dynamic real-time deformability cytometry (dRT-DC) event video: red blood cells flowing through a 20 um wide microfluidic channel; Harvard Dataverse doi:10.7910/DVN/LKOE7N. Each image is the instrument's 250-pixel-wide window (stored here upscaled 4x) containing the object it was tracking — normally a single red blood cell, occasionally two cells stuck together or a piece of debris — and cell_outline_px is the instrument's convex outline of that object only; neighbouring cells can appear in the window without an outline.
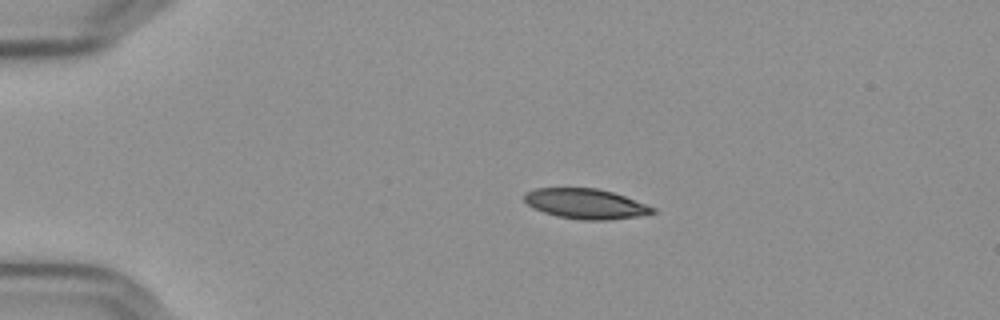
{"species": "Egyptian fruit bat (a non-hibernating species)", "species_latin": "Rousettus aegyptiacus", "temperature_condition": "cold", "stored_images_in_passage": 45, "camera_frame_rate_fps": 3000, "um_per_image_px": 0.085, "frame": {"image": 1, "passage_image": 1, "time_ms": 0.0, "image_size_px": [1000, 320], "cell_outline_px": [[656, 212], [640, 216], [608, 220], [580, 220], [556, 216], [544, 212], [528, 204], [524, 200], [524, 192], [536, 188], [596, 188], [612, 192], [624, 196], [656, 208]], "centroid_in_image_um": [49.78, 17.32], "position_along_channel_um": 35.2, "area_um2": 22.43}}
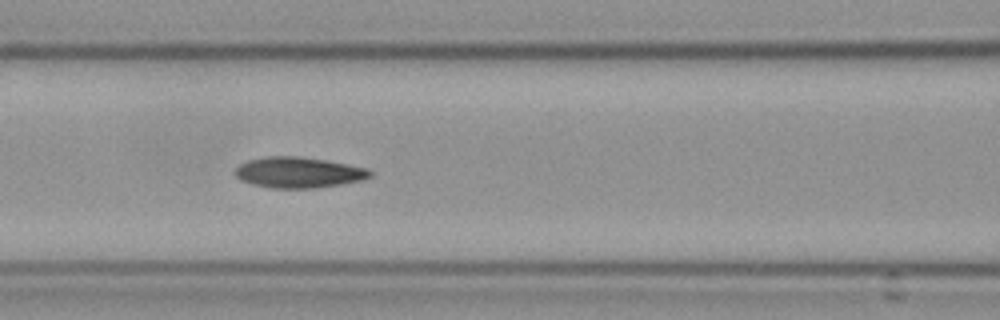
{"frame": {"image": 2, "passage_image": 14, "time_ms": 4.333, "image_size_px": [1000, 320], "cell_outline_px": [[372, 176], [360, 180], [340, 184], [312, 188], [272, 188], [252, 184], [240, 180], [232, 172], [240, 164], [248, 160], [264, 156], [296, 156], [324, 160], [368, 168], [372, 172]], "centroid_in_image_um": [25.32, 14.65], "position_along_channel_um": 141.3, "area_um2": 24.1}}
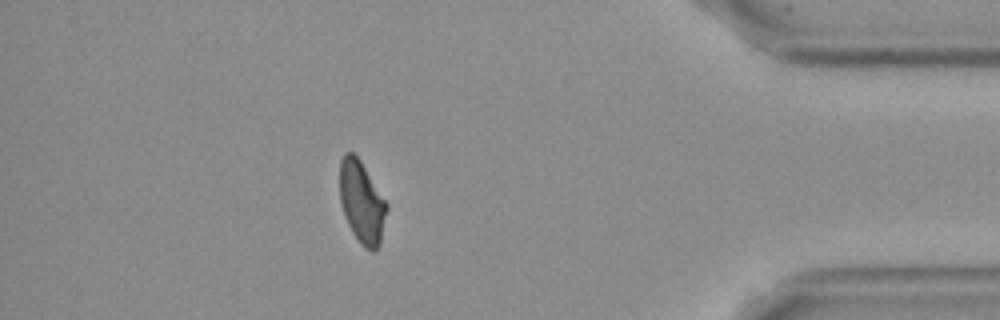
{"frame": {"image": 3, "passage_image": 39, "time_ms": 12.667, "image_size_px": [1000, 320], "cell_outline_px": [[388, 208], [380, 244], [372, 252], [364, 248], [360, 244], [352, 232], [344, 216], [340, 204], [340, 160], [344, 152], [352, 152], [360, 160], [388, 204]], "centroid_in_image_um": [30.75, 17.2], "position_along_channel_um": 404.5, "area_um2": 22.6}, "authors_computed_cell_mechanics": {"area_um2": 23.4668, "velocity_mm_per_s": 3.619, "shape_relaxation_time_tau1_ms": null, "shape_relaxation_time_tau2_ms": 2.2597, "deformation_change_tau1": null, "deformation_change_tau2": 0.0877}}